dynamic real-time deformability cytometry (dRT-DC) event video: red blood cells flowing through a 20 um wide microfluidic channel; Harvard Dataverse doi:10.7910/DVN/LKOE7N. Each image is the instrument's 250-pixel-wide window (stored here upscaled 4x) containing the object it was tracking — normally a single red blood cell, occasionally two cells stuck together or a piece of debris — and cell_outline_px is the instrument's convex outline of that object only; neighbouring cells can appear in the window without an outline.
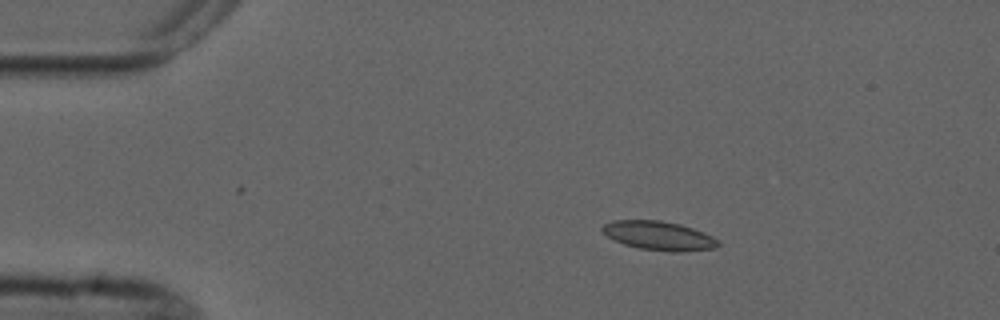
{"species": "common noctule bat (a hibernating species)", "species_latin": "Nyctalus noctula", "temperature_condition": "cold", "stored_images_in_passage": 4, "camera_frame_rate_fps": 3000, "um_per_image_px": 0.085, "animal": {"sex": "male", "forearm_length_mm": 52.5}, "frame": {"image": 1, "passage_image": 1, "time_ms": 0.0, "image_size_px": [1000, 320], "cell_outline_px": [[720, 244], [716, 248], [680, 252], [672, 252], [640, 248], [624, 244], [608, 236], [600, 228], [604, 224], [612, 220], [660, 220], [680, 224], [704, 232], [720, 240]], "centroid_in_image_um": [56.04, 20.03], "position_along_channel_um": 29.0, "area_um2": 19.54}}
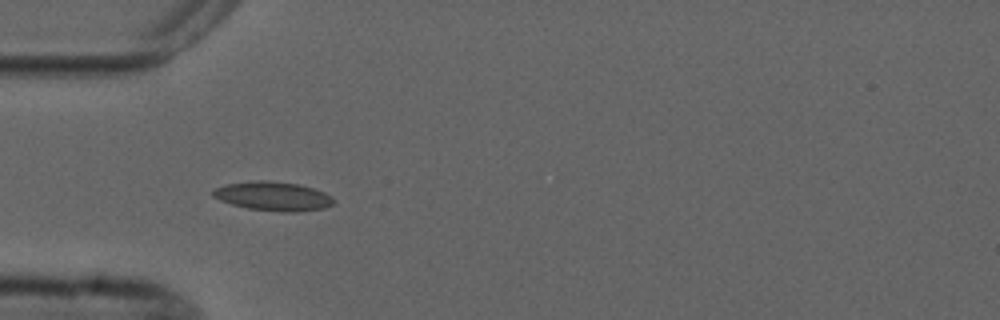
{"frame": {"image": 2, "passage_image": 3, "time_ms": 2.333, "image_size_px": [1000, 320], "cell_outline_px": [[336, 200], [332, 204], [324, 208], [300, 212], [280, 212], [248, 208], [232, 204], [220, 200], [212, 196], [212, 192], [216, 188], [224, 184], [256, 180], [264, 180], [300, 184], [324, 192], [332, 196]], "centroid_in_image_um": [23.23, 16.68], "position_along_channel_um": 61.8, "area_um2": 20.52}}
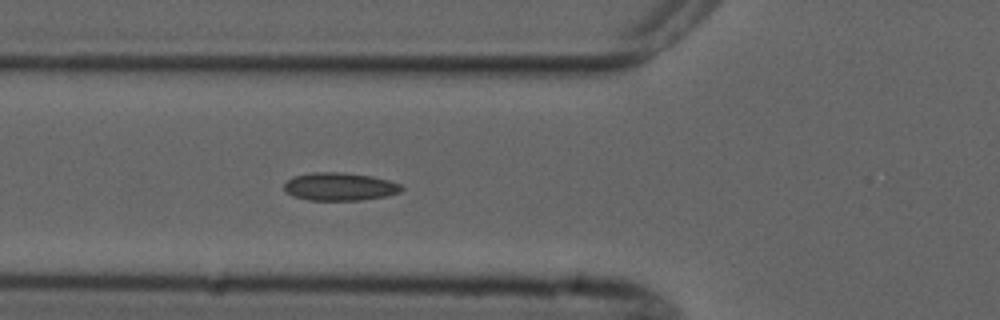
{"frame": {"image": 3, "passage_image": 4, "time_ms": 3.333, "image_size_px": [1000, 320], "cell_outline_px": [[404, 188], [400, 192], [384, 196], [360, 200], [308, 200], [292, 196], [284, 188], [284, 184], [288, 180], [296, 176], [312, 172], [344, 172], [372, 176], [388, 180], [400, 184]], "centroid_in_image_um": [28.88, 15.86], "position_along_channel_um": 96.9, "area_um2": 19.02}}